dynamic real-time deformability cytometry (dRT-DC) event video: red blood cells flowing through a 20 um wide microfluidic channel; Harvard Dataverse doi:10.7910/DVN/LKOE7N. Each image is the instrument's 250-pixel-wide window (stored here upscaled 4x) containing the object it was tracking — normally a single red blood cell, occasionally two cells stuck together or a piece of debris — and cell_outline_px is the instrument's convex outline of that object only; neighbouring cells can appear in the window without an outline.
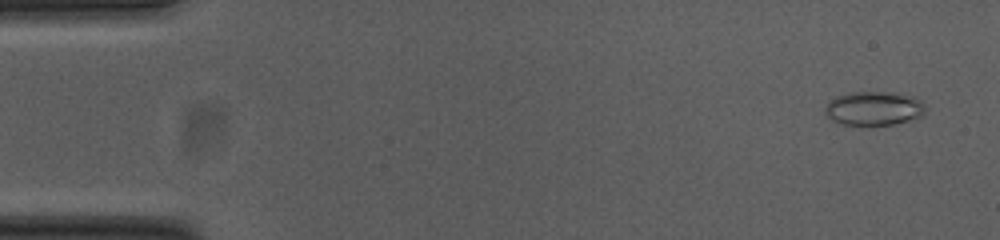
{"species": "common noctule bat (a hibernating species)", "species_latin": "Nyctalus noctula", "temperature_condition": "cold", "stored_images_in_passage": 52, "camera_frame_rate_fps": 3000, "um_per_image_px": 0.085, "animal": {"sex": "female", "body_mass_g": 23.0, "forearm_length_mm": 53.4}, "frame": {"image": 1, "passage_image": 1, "time_ms": 0.0, "image_size_px": [1000, 240], "cell_outline_px": [[928, 108], [924, 116], [892, 124], [840, 124], [832, 120], [824, 112], [824, 108], [828, 100], [836, 96], [848, 92], [892, 92], [912, 96], [920, 100]], "centroid_in_image_um": [74.28, 9.19], "position_along_channel_um": 10.7, "area_um2": 20.0}}
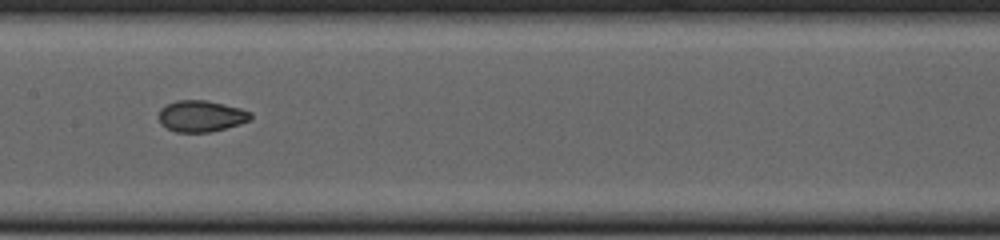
{"frame": {"image": 2, "passage_image": 25, "time_ms": 8.0, "image_size_px": [1000, 240], "cell_outline_px": [[252, 120], [224, 128], [208, 132], [176, 132], [160, 124], [156, 116], [160, 108], [176, 100], [208, 100], [240, 108], [252, 112]], "centroid_in_image_um": [17.07, 9.86], "position_along_channel_um": 190.3, "area_um2": 16.94}}
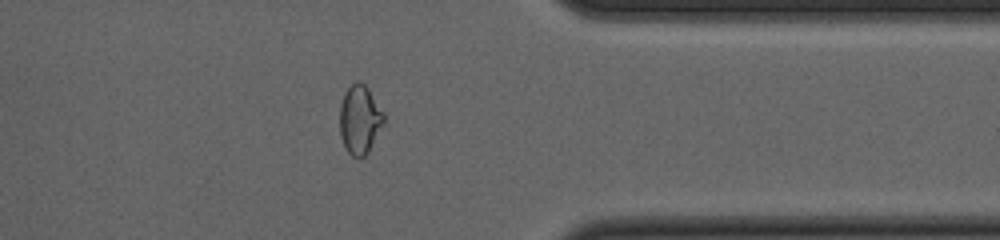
{"frame": {"image": 3, "passage_image": 41, "time_ms": 13.333, "image_size_px": [1000, 240], "cell_outline_px": [[384, 124], [368, 152], [364, 156], [352, 156], [348, 152], [340, 136], [340, 104], [344, 92], [356, 80], [360, 80], [368, 88], [384, 112]], "centroid_in_image_um": [30.58, 10.13], "position_along_channel_um": 380.8, "area_um2": 17.69}, "authors_computed_cell_mechanics": {"area_um2": 17.5134, "velocity_mm_per_s": 3.7869, "shape_relaxation_time_tau1_ms": null, "shape_relaxation_time_tau2_ms": 1.5328, "deformation_change_tau1": null, "deformation_change_tau2": 0.0545}}